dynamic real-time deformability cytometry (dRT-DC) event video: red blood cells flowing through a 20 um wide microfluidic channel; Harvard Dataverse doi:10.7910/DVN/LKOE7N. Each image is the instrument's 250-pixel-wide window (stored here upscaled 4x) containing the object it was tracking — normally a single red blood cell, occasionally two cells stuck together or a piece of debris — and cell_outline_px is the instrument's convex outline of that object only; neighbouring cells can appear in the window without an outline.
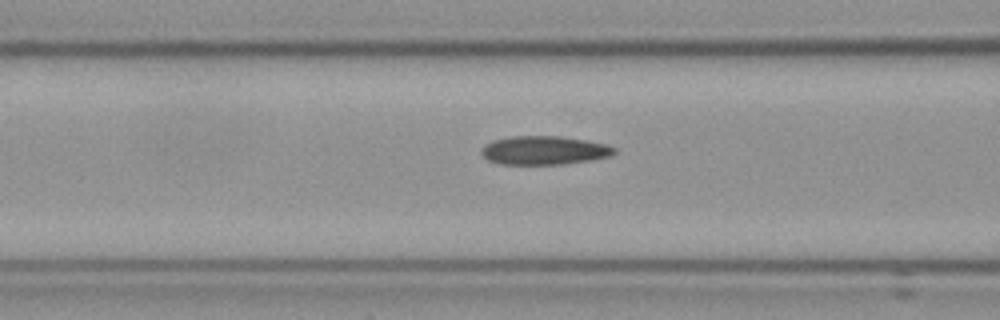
{"species": "Egyptian fruit bat (a non-hibernating species)", "species_latin": "Rousettus aegyptiacus", "temperature_condition": "cold", "stored_images_in_passage": 35, "camera_frame_rate_fps": 3000, "um_per_image_px": 0.085, "frame": {"image": 1, "passage_image": 11, "time_ms": 3.333, "image_size_px": [1000, 320], "cell_outline_px": [[616, 152], [612, 156], [592, 160], [564, 164], [500, 164], [488, 160], [480, 152], [480, 148], [484, 144], [492, 140], [512, 136], [560, 136], [608, 144], [616, 148]], "centroid_in_image_um": [46.26, 12.78], "position_along_channel_um": 120.3, "area_um2": 22.43}}